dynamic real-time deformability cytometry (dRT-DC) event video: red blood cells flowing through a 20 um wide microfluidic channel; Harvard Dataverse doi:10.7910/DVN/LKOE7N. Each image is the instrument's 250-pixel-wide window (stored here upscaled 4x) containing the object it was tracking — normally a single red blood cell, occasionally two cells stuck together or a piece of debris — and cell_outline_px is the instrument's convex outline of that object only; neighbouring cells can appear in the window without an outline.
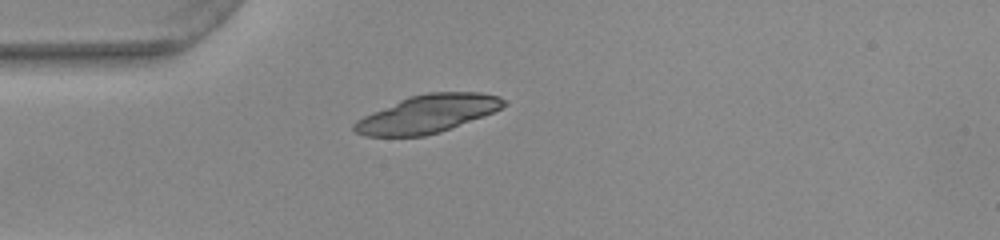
{"species": "common noctule bat (a hibernating species)", "species_latin": "Nyctalus noctula", "temperature_condition": "warm", "stored_images_in_passage": 39, "camera_frame_rate_fps": 3000, "um_per_image_px": 0.085, "animal": {"sex": "female", "body_mass_g": 22.0, "forearm_length_mm": 56.7}, "frame": {"image": 1, "passage_image": 1, "time_ms": 0.0, "image_size_px": [1000, 240], "cell_outline_px": [[508, 104], [492, 112], [440, 132], [424, 136], [364, 136], [356, 132], [352, 128], [352, 124], [356, 120], [372, 112], [408, 96], [428, 92], [480, 92], [500, 96]], "centroid_in_image_um": [36.32, 9.67], "position_along_channel_um": 48.7, "area_um2": 32.77}}